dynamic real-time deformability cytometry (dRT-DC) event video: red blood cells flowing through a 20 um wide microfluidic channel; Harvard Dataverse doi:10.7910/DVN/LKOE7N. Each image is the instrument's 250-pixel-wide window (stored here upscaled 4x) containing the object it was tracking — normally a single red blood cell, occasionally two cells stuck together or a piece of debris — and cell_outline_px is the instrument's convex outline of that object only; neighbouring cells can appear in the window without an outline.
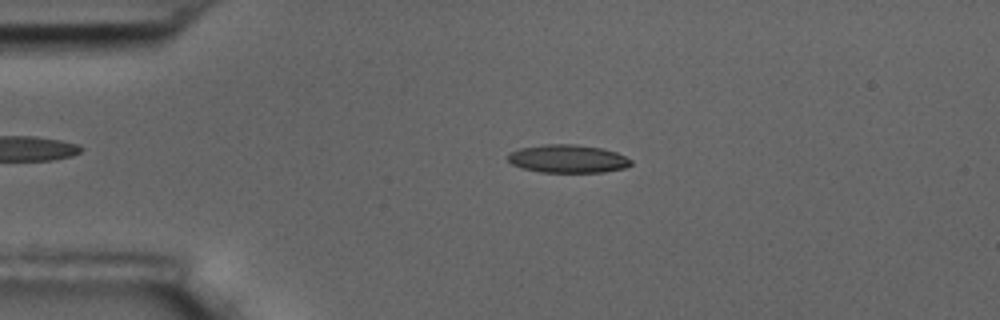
{"species": "common noctule bat (a hibernating species)", "species_latin": "Nyctalus noctula", "temperature_condition": "room temperature", "stored_images_in_passage": 55, "camera_frame_rate_fps": 3000, "um_per_image_px": 0.085, "animal": {"sex": "male", "body_mass_g": 17.5, "forearm_length_mm": 52.3}, "frame": {"image": 1, "passage_image": 12, "time_ms": 3.667, "image_size_px": [1000, 320], "cell_outline_px": [[632, 164], [624, 168], [604, 172], [540, 172], [520, 168], [512, 164], [508, 160], [508, 152], [520, 148], [544, 144], [576, 144], [604, 148], [616, 152], [632, 160]], "centroid_in_image_um": [48.25, 13.49], "position_along_channel_um": 36.8, "area_um2": 20.35}}
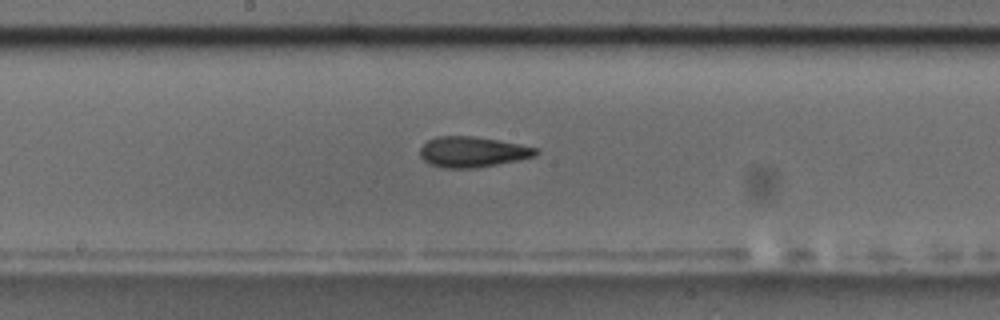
{"frame": {"image": 2, "passage_image": 29, "time_ms": 9.333, "image_size_px": [1000, 320], "cell_outline_px": [[540, 152], [536, 156], [476, 168], [444, 168], [428, 164], [420, 156], [420, 148], [428, 140], [436, 136], [472, 136], [520, 144], [536, 148]], "centroid_in_image_um": [40.13, 12.91], "position_along_channel_um": 208.1, "area_um2": 20.52}}
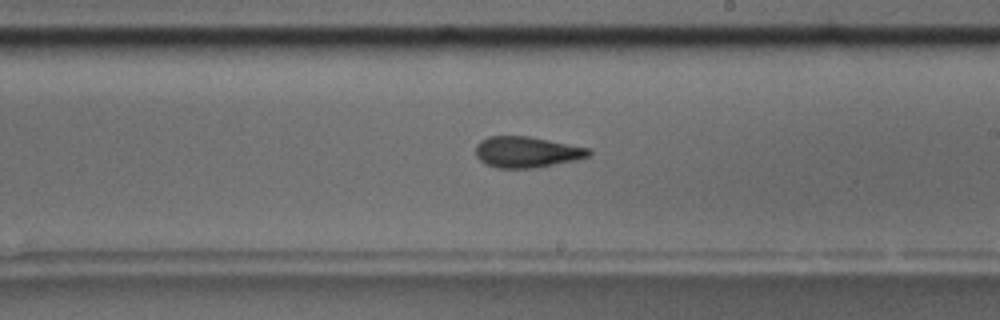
{"frame": {"image": 3, "passage_image": 32, "time_ms": 10.333, "image_size_px": [1000, 320], "cell_outline_px": [[592, 152], [588, 156], [576, 160], [536, 168], [496, 168], [484, 164], [476, 156], [476, 144], [480, 140], [488, 136], [528, 136], [592, 148]], "centroid_in_image_um": [44.77, 12.92], "position_along_channel_um": 244.2, "area_um2": 20.69}, "authors_computed_cell_mechanics": {"area_um2": 19.9988, "velocity_mm_per_s": 3.6349, "shape_relaxation_time_tau1_ms": 5.2486, "shape_relaxation_time_tau2_ms": 2.8024, "deformation_change_tau1": 0.1779, "deformation_change_tau2": 0.125}}